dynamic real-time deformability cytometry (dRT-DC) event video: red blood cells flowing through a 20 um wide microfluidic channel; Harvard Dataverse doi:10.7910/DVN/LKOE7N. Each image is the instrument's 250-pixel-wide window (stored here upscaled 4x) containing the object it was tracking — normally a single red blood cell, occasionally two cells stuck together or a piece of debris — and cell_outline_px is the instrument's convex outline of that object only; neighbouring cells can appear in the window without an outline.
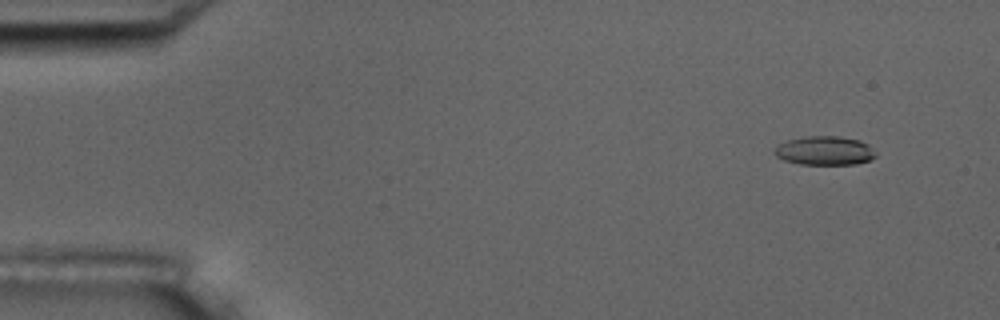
{"species": "common noctule bat (a hibernating species)", "species_latin": "Nyctalus noctula", "temperature_condition": "room temperature", "stored_images_in_passage": 7, "camera_frame_rate_fps": 3000, "um_per_image_px": 0.085, "animal": {"sex": "male", "body_mass_g": 17.5, "forearm_length_mm": 52.3}, "frame": {"image": 1, "passage_image": 2, "time_ms": 1.0, "image_size_px": [1000, 320], "cell_outline_px": [[876, 156], [868, 160], [856, 164], [800, 164], [784, 160], [776, 156], [772, 152], [780, 144], [788, 140], [808, 136], [840, 136], [860, 140], [868, 144], [876, 152]], "centroid_in_image_um": [70.11, 12.8], "position_along_channel_um": 14.9, "area_um2": 16.99}}